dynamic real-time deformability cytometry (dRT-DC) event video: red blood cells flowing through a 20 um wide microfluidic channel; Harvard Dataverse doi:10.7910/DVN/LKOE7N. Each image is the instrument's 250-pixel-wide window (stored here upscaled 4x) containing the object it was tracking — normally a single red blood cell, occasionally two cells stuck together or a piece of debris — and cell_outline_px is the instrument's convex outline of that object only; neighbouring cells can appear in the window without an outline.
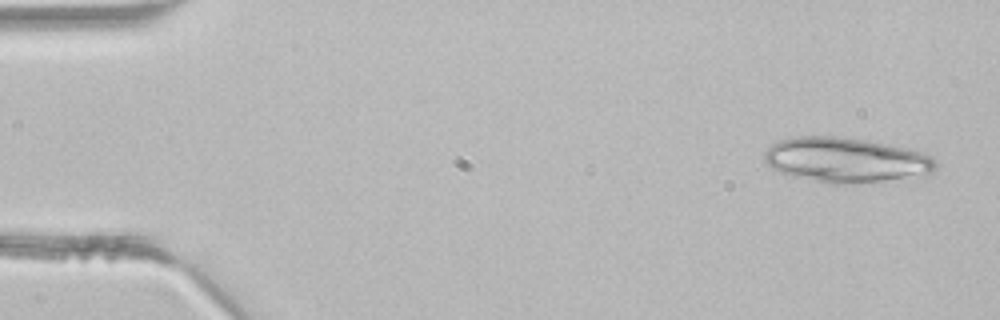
{"species": "common noctule bat (a hibernating species)", "species_latin": "Nyctalus noctula", "temperature_condition": "room temperature", "stored_images_in_passage": 4, "camera_frame_rate_fps": 3000, "um_per_image_px": 0.085, "animal": {"sex": "male", "body_mass_g": 21.5, "forearm_length_mm": 52.0}, "frame": {"image": 1, "passage_image": 1, "time_ms": 0.0, "image_size_px": [1000, 320], "cell_outline_px": [[936, 168], [932, 172], [924, 176], [852, 184], [828, 184], [780, 172], [772, 168], [764, 160], [764, 152], [772, 144], [780, 140], [792, 136], [840, 136], [868, 140], [916, 148], [932, 156], [936, 160]], "centroid_in_image_um": [71.98, 13.58], "position_along_channel_um": 13.0, "area_um2": 45.66}}